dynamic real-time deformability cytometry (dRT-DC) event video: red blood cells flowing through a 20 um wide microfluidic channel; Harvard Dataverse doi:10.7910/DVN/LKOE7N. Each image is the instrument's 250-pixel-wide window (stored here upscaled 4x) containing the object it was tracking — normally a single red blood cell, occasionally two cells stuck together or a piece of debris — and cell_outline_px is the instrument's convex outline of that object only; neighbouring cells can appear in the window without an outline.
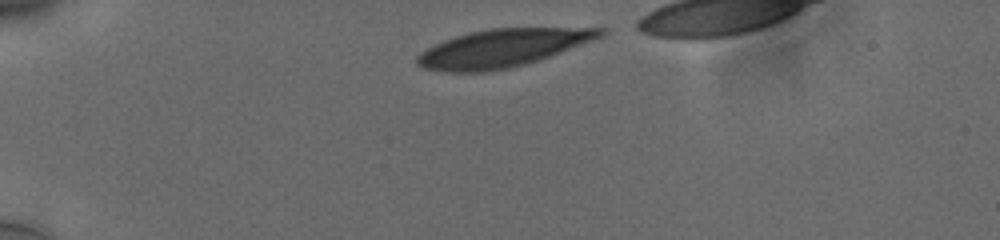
{"species": "human", "species_latin": "Homo sapiens", "temperature_condition": "cold", "stored_images_in_passage": 27, "camera_frame_rate_fps": 3000, "um_per_image_px": 0.085, "donor": {"sex": "male"}, "frame": {"image": 1, "passage_image": 1, "time_ms": 0.0, "image_size_px": [1000, 240], "cell_outline_px": [[608, 32], [604, 36], [548, 56], [524, 64], [508, 68], [484, 72], [448, 72], [424, 68], [416, 64], [416, 56], [420, 52], [444, 40], [468, 32], [488, 28], [608, 28]], "centroid_in_image_um": [42.69, 4.08], "position_along_channel_um": 42.3, "area_um2": 40.06}}
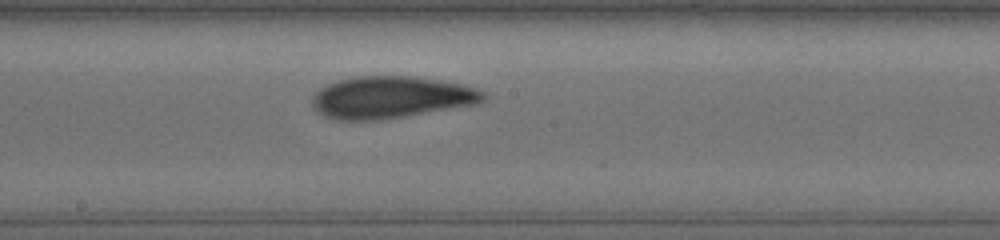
{"frame": {"image": 2, "passage_image": 15, "time_ms": 4.667, "image_size_px": [1000, 240], "cell_outline_px": [[488, 96], [484, 100], [476, 104], [404, 116], [376, 120], [340, 120], [324, 116], [312, 104], [312, 96], [320, 88], [328, 84], [340, 80], [356, 76], [416, 76], [464, 84], [488, 92]], "centroid_in_image_um": [33.29, 8.26], "position_along_channel_um": 214.9, "area_um2": 41.85}}
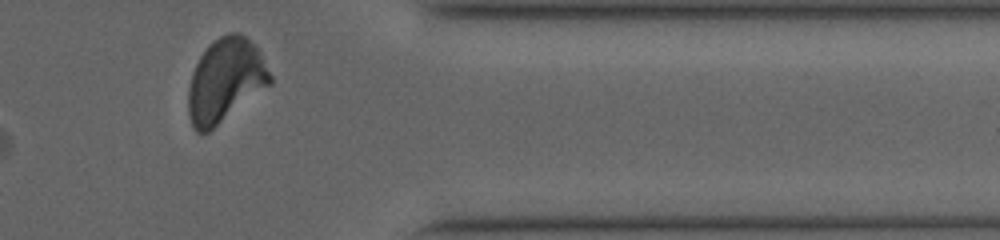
{"frame": {"image": 3, "passage_image": 27, "time_ms": 8.667, "image_size_px": [1000, 240], "cell_outline_px": [[272, 84], [208, 132], [196, 132], [192, 128], [188, 112], [188, 88], [192, 72], [200, 56], [208, 44], [220, 36], [228, 32], [236, 32], [244, 36], [256, 44], [272, 76]], "centroid_in_image_um": [19.16, 6.82], "position_along_channel_um": 392.2, "area_um2": 40.06}, "authors_computed_cell_mechanics": {"area_um2": 41.616, "velocity_mm_per_s": 3.7375, "shape_relaxation_time_tau1_ms": 3.4422, "shape_relaxation_time_tau2_ms": 1.899, "deformation_change_tau1": 0.1408, "deformation_change_tau2": 0.0814}}